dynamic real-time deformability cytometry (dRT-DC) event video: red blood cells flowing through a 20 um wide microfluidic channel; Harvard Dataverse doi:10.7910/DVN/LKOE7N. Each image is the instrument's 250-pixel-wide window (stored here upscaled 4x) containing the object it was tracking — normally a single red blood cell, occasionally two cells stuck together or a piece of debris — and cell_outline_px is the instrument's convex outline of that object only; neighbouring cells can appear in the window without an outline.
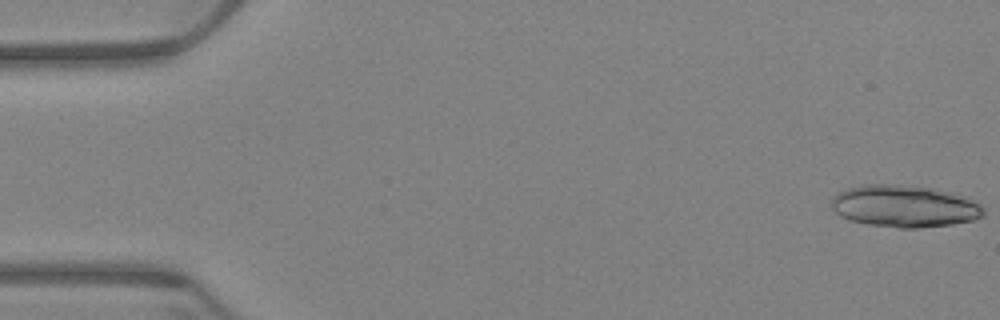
{"species": "Egyptian fruit bat (a non-hibernating species)", "species_latin": "Rousettus aegyptiacus", "temperature_condition": "warm", "stored_images_in_passage": 19, "camera_frame_rate_fps": 3000, "um_per_image_px": 0.085, "animal": {"sex": "female"}, "frame": {"image": 1, "passage_image": 1, "time_ms": 0.0, "image_size_px": [1000, 320], "cell_outline_px": [[984, 216], [972, 220], [952, 224], [916, 228], [900, 228], [868, 224], [848, 220], [840, 216], [828, 204], [832, 196], [836, 192], [848, 188], [868, 184], [900, 184], [932, 188], [976, 200], [984, 208]], "centroid_in_image_um": [76.83, 17.52], "position_along_channel_um": 8.2, "area_um2": 37.51}}